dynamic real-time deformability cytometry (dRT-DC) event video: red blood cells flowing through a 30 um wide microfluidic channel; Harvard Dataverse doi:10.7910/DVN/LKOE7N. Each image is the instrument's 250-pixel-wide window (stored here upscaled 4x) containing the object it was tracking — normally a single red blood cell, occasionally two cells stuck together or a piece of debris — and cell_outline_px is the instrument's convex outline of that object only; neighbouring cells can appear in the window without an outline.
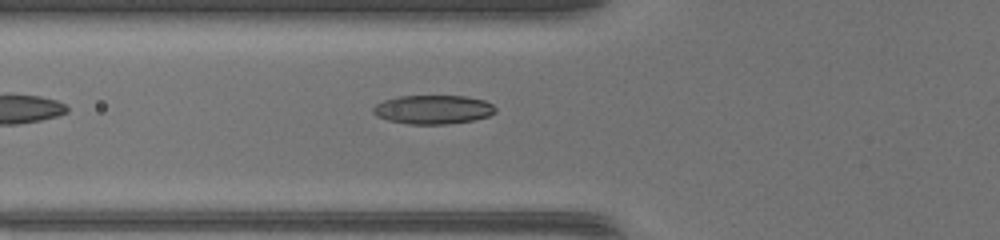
{"species": "common noctule bat (a hibernating species)", "species_latin": "Nyctalus noctula", "temperature_condition": "warm", "stored_images_in_passage": 28, "camera_frame_rate_fps": 3000, "um_per_image_px": 0.085, "animal": {"sex": "female", "body_mass_g": 17.0, "forearm_length_mm": 48.0}, "frame": {"image": 1, "passage_image": 2, "time_ms": 0.333, "image_size_px": [1000, 240], "cell_outline_px": [[496, 112], [488, 116], [472, 120], [448, 124], [408, 124], [388, 120], [376, 116], [372, 112], [372, 108], [376, 104], [384, 100], [400, 96], [464, 96], [484, 100], [492, 104], [496, 108]], "centroid_in_image_um": [36.8, 9.31], "position_along_channel_um": 89.0, "area_um2": 20.58}}
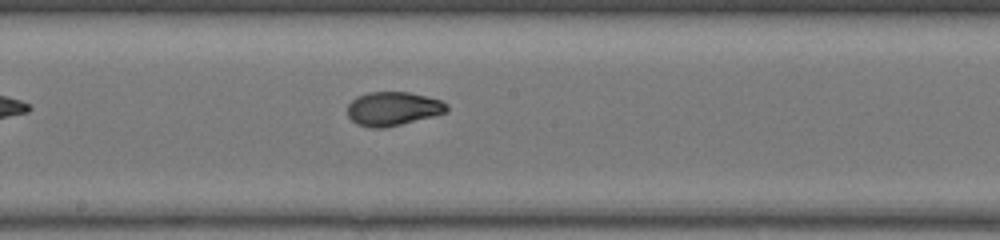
{"frame": {"image": 2, "passage_image": 11, "time_ms": 3.333, "image_size_px": [1000, 240], "cell_outline_px": [[448, 112], [384, 128], [372, 128], [356, 124], [348, 116], [348, 104], [356, 96], [368, 92], [408, 92], [440, 100], [448, 104]], "centroid_in_image_um": [33.38, 9.24], "position_along_channel_um": 214.8, "area_um2": 19.48}}
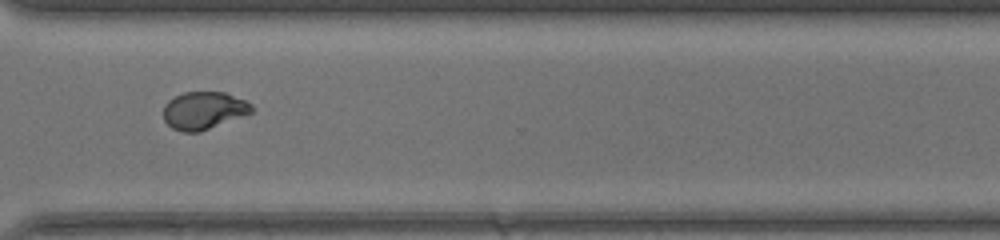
{"frame": {"image": 3, "passage_image": 21, "time_ms": 6.667, "image_size_px": [1000, 240], "cell_outline_px": [[256, 108], [252, 112], [200, 132], [184, 132], [172, 128], [164, 120], [164, 104], [168, 100], [184, 92], [224, 92], [244, 100], [252, 104]], "centroid_in_image_um": [17.32, 9.39], "position_along_channel_um": 353.3, "area_um2": 19.25}, "authors_computed_cell_mechanics": {"area_um2": 19.5364, "velocity_mm_per_s": 4.1705, "shape_relaxation_time_tau1_ms": 5.9689, "shape_relaxation_time_tau2_ms": 0.9131, "deformation_change_tau1": 0.2248, "deformation_change_tau2": 0.0461}}